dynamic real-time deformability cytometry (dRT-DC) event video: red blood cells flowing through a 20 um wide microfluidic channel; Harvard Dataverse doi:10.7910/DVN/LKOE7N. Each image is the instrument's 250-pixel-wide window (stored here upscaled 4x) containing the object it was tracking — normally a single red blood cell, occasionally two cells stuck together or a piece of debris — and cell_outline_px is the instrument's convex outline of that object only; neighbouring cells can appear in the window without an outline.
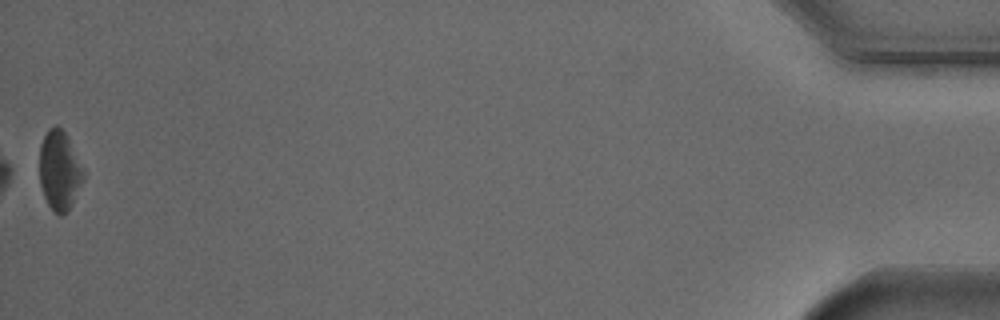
{"species": "Egyptian fruit bat (a non-hibernating species)", "species_latin": "Rousettus aegyptiacus", "temperature_condition": "cold", "stored_images_in_passage": 39, "camera_frame_rate_fps": 3000, "um_per_image_px": 0.085, "animal": {"sex": "male"}, "frame": {"image": 1, "passage_image": 39, "time_ms": 12.667, "image_size_px": [1000, 320], "cell_outline_px": [[84, 176], [68, 208], [60, 216], [52, 212], [44, 196], [40, 184], [40, 144], [48, 128], [56, 124], [64, 132], [84, 172]], "centroid_in_image_um": [5.0, 14.48], "position_along_channel_um": 430.2, "area_um2": 19.59}, "authors_computed_cell_mechanics": {"area_um2": 22.253, "velocity_mm_per_s": 3.7443, "shape_relaxation_time_tau1_ms": 1.9845, "shape_relaxation_time_tau2_ms": 6.091, "deformation_change_tau1": 0.0954, "deformation_change_tau2": 0.0823}}